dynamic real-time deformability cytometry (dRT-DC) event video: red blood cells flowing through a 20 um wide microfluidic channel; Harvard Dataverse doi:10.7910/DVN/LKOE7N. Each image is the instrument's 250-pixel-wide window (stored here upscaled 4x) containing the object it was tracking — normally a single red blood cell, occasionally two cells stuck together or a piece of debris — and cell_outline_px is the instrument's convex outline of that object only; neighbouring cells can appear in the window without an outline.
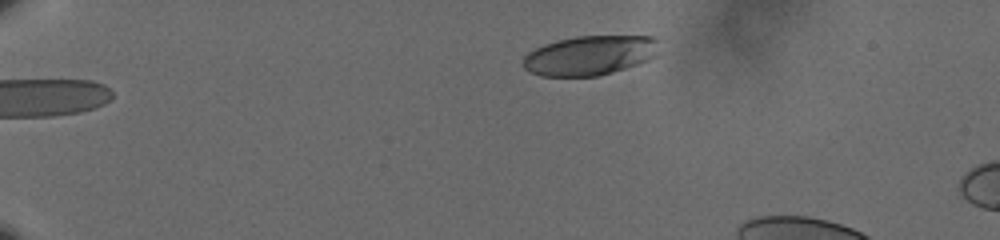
{"species": "human", "species_latin": "Homo sapiens", "temperature_condition": "cold", "stored_images_in_passage": 7, "camera_frame_rate_fps": 3000, "um_per_image_px": 0.085, "donor": {"sex": "male"}, "frame": {"image": 1, "passage_image": 1, "time_ms": 0.0, "image_size_px": [1000, 240], "cell_outline_px": [[656, 40], [652, 56], [648, 60], [612, 72], [596, 76], [540, 76], [524, 68], [524, 56], [528, 52], [544, 44], [556, 40], [576, 36], [652, 36]], "centroid_in_image_um": [50.05, 4.7], "position_along_channel_um": 35.0, "area_um2": 30.75}}